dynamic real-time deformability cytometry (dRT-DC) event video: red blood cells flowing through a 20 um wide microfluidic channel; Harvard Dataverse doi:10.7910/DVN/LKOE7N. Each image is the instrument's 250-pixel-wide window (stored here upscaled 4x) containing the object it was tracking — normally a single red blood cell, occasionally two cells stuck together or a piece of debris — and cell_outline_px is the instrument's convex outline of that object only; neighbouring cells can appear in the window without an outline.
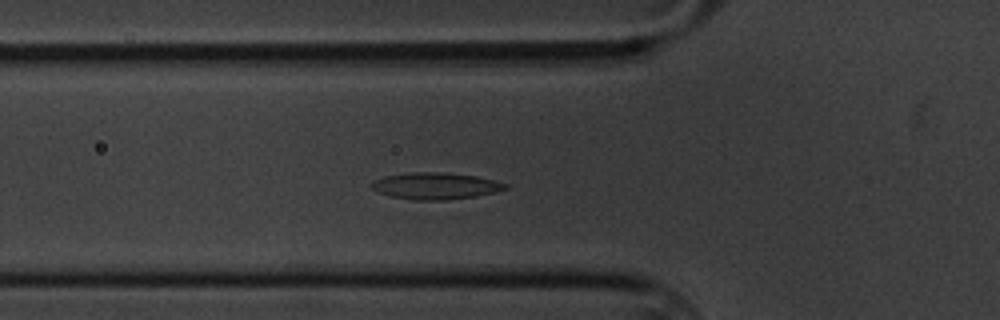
{"species": "common noctule bat (a hibernating species)", "species_latin": "Nyctalus noctula", "temperature_condition": "cold", "stored_images_in_passage": 59, "segment_of_instrument_passage": [1, 2], "camera_frame_rate_fps": 3000, "um_per_image_px": 0.085, "animal": {"sex": "male", "body_mass_g": 20.1, "forearm_length_mm": 53.5}, "frame": {"image": 1, "passage_image": 19, "time_ms": 6.0, "image_size_px": [1000, 320], "cell_outline_px": [[508, 188], [496, 192], [476, 196], [448, 200], [416, 200], [388, 196], [372, 188], [372, 184], [376, 180], [384, 176], [408, 172], [444, 172], [476, 176], [508, 184]], "centroid_in_image_um": [37.04, 15.8], "position_along_channel_um": 88.8, "area_um2": 20.75}}
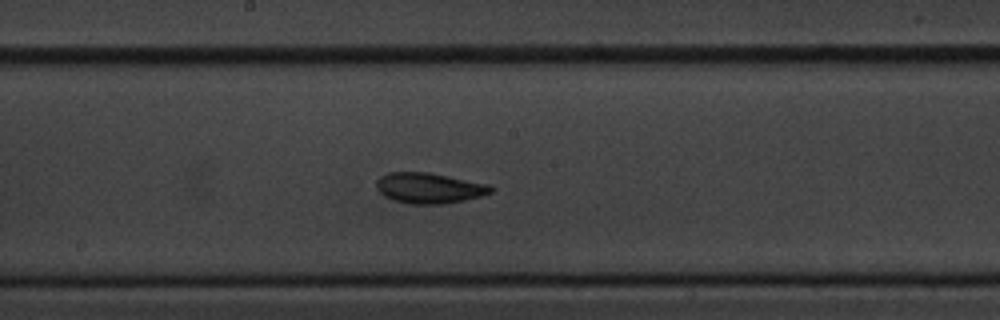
{"frame": {"image": 2, "passage_image": 30, "time_ms": 9.667, "image_size_px": [1000, 320], "cell_outline_px": [[496, 188], [492, 192], [480, 196], [464, 200], [440, 204], [408, 204], [392, 200], [384, 196], [376, 188], [376, 180], [380, 176], [388, 172], [428, 172], [488, 184]], "centroid_in_image_um": [36.45, 15.98], "position_along_channel_um": 211.8, "area_um2": 20.46}}
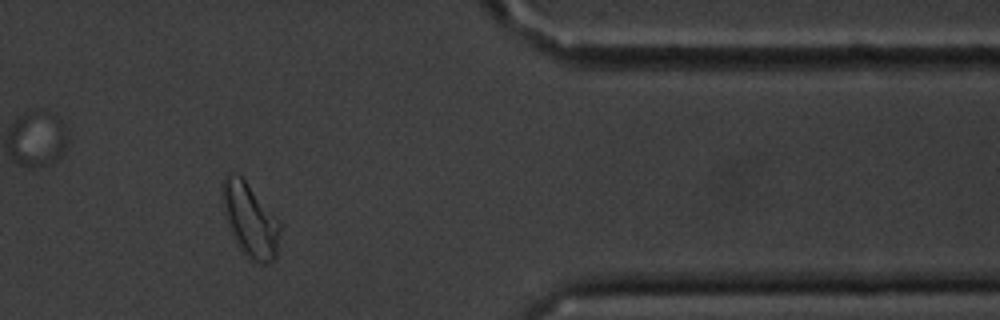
{"frame": {"image": 3, "passage_image": 48, "time_ms": 15.667, "image_size_px": [1000, 320], "cell_outline_px": [[280, 232], [276, 260], [268, 264], [260, 264], [252, 260], [236, 244], [228, 228], [220, 196], [220, 184], [224, 176], [228, 172], [232, 172], [240, 176], [244, 180], [280, 224]], "centroid_in_image_um": [21.2, 18.72], "position_along_channel_um": 390.2, "area_um2": 24.74}}